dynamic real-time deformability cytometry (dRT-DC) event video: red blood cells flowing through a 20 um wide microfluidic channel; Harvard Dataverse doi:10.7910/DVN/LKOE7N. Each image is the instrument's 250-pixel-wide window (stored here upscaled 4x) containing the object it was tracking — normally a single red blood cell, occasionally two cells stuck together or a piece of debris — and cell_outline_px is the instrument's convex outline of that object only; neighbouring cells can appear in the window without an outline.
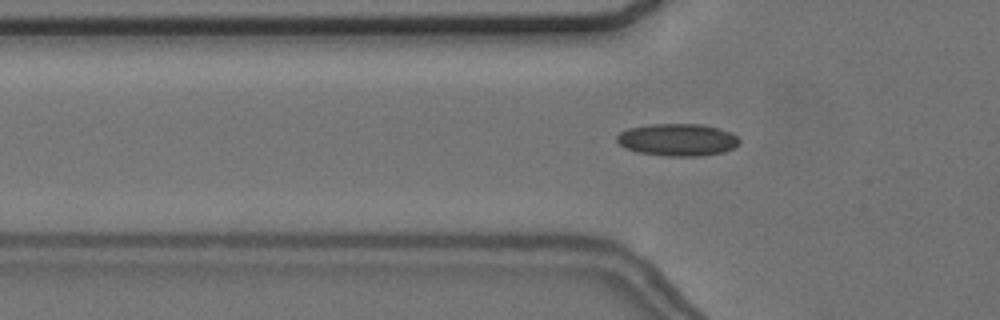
{"species": "common noctule bat (a hibernating species)", "species_latin": "Nyctalus noctula", "temperature_condition": "cold", "stored_images_in_passage": 56, "camera_frame_rate_fps": 3000, "um_per_image_px": 0.085, "animal": {"sex": "female", "body_mass_g": 24.6, "forearm_length_mm": 56.2}, "frame": {"image": 1, "passage_image": 18, "time_ms": 5.667, "image_size_px": [1000, 320], "cell_outline_px": [[740, 144], [724, 152], [704, 156], [664, 156], [636, 152], [624, 148], [616, 140], [616, 136], [620, 132], [628, 128], [652, 124], [700, 124], [732, 132], [740, 140]], "centroid_in_image_um": [57.58, 11.89], "position_along_channel_um": 68.2, "area_um2": 23.24}}
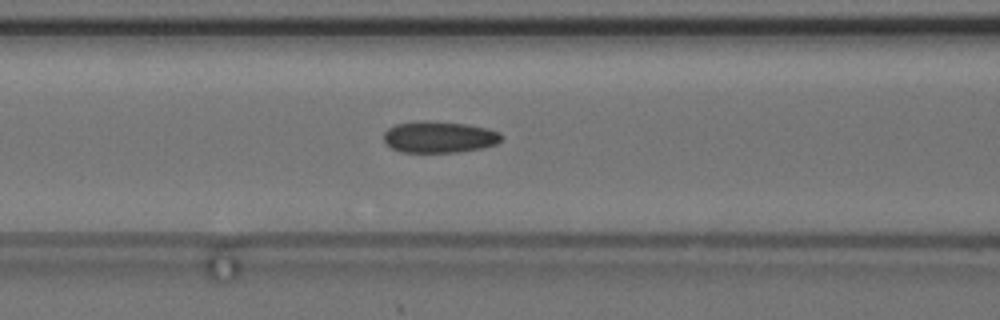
{"frame": {"image": 2, "passage_image": 23, "time_ms": 7.333, "image_size_px": [1000, 320], "cell_outline_px": [[504, 136], [496, 144], [480, 148], [460, 152], [400, 152], [384, 144], [384, 132], [388, 128], [396, 124], [424, 120], [468, 124], [488, 128], [500, 132]], "centroid_in_image_um": [37.32, 11.64], "position_along_channel_um": 129.3, "area_um2": 21.79}}
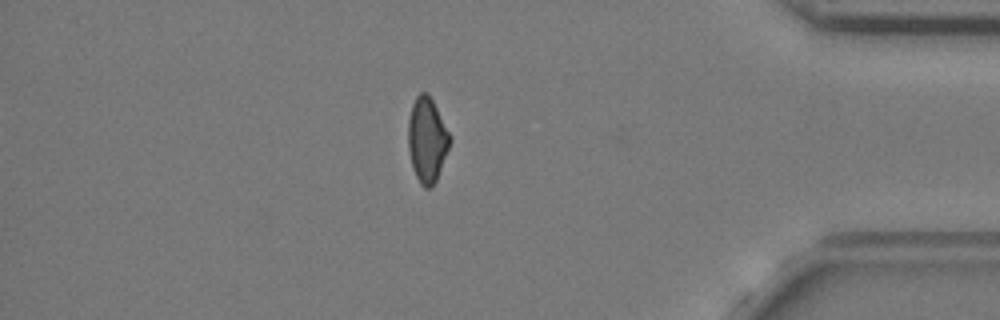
{"frame": {"image": 3, "passage_image": 48, "time_ms": 15.667, "image_size_px": [1000, 320], "cell_outline_px": [[452, 140], [436, 180], [432, 188], [424, 188], [420, 184], [412, 168], [408, 148], [408, 120], [412, 104], [416, 96], [420, 92], [428, 92], [452, 136]], "centroid_in_image_um": [36.3, 11.88], "position_along_channel_um": 398.9, "area_um2": 20.87}, "authors_computed_cell_mechanics": {"area_um2": 21.3571, "velocity_mm_per_s": 3.6521, "shape_relaxation_time_tau1_ms": null, "shape_relaxation_time_tau2_ms": 2.2175, "deformation_change_tau1": null, "deformation_change_tau2": 0.0804}}